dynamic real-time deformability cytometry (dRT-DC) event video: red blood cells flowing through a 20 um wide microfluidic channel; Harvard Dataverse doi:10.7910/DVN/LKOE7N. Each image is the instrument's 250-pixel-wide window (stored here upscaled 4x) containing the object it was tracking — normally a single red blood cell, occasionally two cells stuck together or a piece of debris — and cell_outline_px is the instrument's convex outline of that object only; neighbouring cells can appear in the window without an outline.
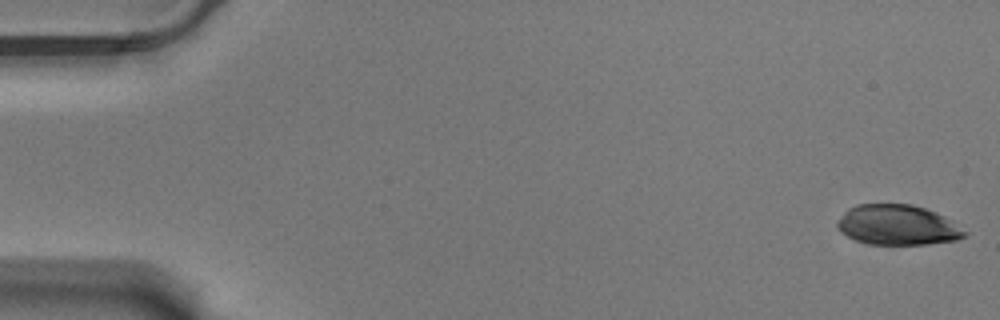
{"species": "Egyptian fruit bat (a non-hibernating species)", "species_latin": "Rousettus aegyptiacus", "temperature_condition": "warm", "stored_images_in_passage": 58, "camera_frame_rate_fps": 3000, "um_per_image_px": 0.085, "animal": {"sex": "male"}, "frame": {"image": 1, "passage_image": 1, "time_ms": 0.0, "image_size_px": [1000, 320], "cell_outline_px": [[968, 236], [956, 240], [928, 244], [868, 244], [856, 240], [840, 232], [836, 224], [836, 220], [848, 208], [856, 204], [912, 204], [936, 212], [944, 216], [968, 232]], "centroid_in_image_um": [76.29, 19.12], "position_along_channel_um": 8.7, "area_um2": 29.94}}
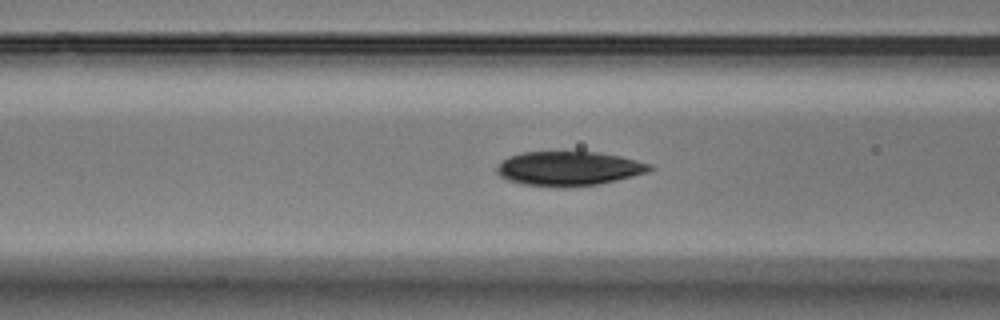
{"frame": {"image": 2, "passage_image": 23, "time_ms": 7.333, "image_size_px": [1000, 320], "cell_outline_px": [[656, 168], [648, 172], [616, 180], [596, 184], [524, 184], [508, 180], [500, 176], [496, 172], [496, 168], [508, 156], [524, 152], [596, 152], [620, 156], [652, 164]], "centroid_in_image_um": [48.39, 14.28], "position_along_channel_um": 118.2, "area_um2": 29.48}}
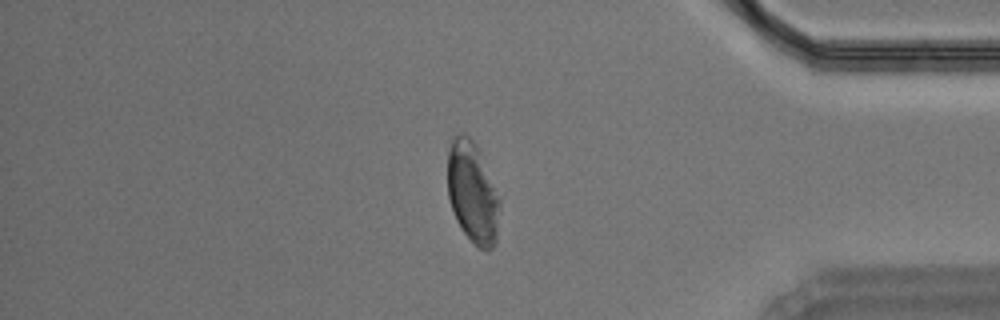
{"frame": {"image": 3, "passage_image": 49, "time_ms": 16.0, "image_size_px": [1000, 320], "cell_outline_px": [[500, 204], [496, 244], [488, 252], [480, 248], [460, 228], [456, 220], [448, 196], [448, 152], [452, 136], [460, 132], [468, 136], [476, 144], [480, 152], [500, 196]], "centroid_in_image_um": [40.18, 16.36], "position_along_channel_um": 395.0, "area_um2": 30.98}}